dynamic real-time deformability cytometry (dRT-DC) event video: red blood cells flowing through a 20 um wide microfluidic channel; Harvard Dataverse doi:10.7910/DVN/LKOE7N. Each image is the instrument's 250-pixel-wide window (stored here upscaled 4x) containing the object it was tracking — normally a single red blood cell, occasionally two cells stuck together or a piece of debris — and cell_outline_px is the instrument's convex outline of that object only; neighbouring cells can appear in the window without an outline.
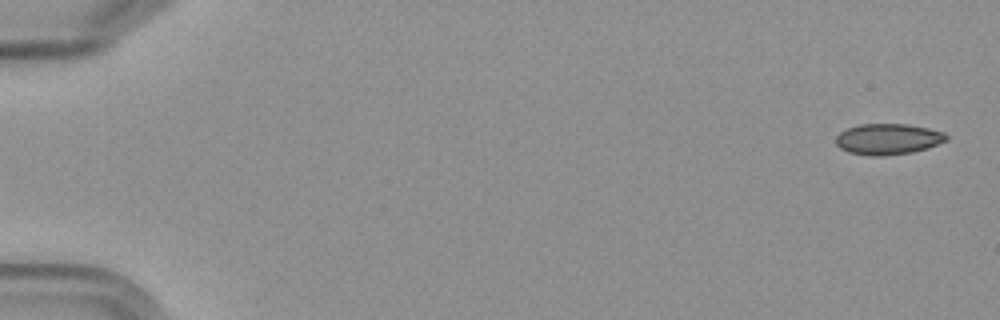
{"species": "Egyptian fruit bat (a non-hibernating species)", "species_latin": "Rousettus aegyptiacus", "temperature_condition": "cold", "stored_images_in_passage": 8, "camera_frame_rate_fps": 3000, "um_per_image_px": 0.085, "frame": {"image": 1, "passage_image": 1, "time_ms": 0.0, "image_size_px": [1000, 320], "cell_outline_px": [[948, 140], [928, 148], [912, 152], [884, 156], [872, 156], [848, 152], [840, 148], [836, 144], [836, 136], [840, 132], [848, 128], [860, 124], [908, 124], [928, 128], [944, 132], [948, 136]], "centroid_in_image_um": [75.49, 11.82], "position_along_channel_um": 9.5, "area_um2": 20.0}}
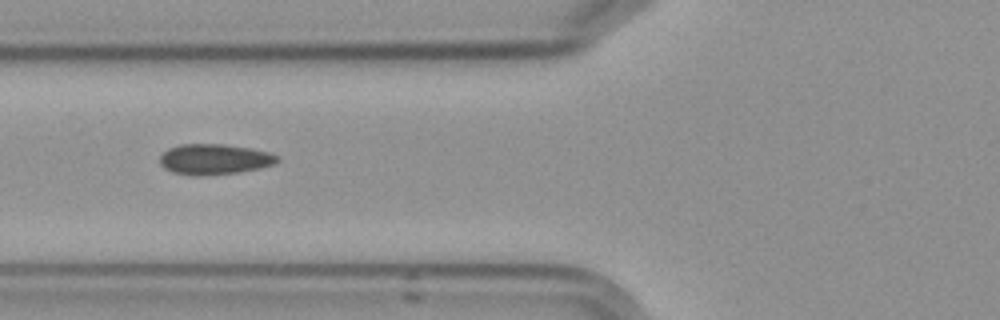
{"frame": {"image": 2, "passage_image": 7, "time_ms": 7.0, "image_size_px": [1000, 320], "cell_outline_px": [[280, 160], [276, 164], [260, 168], [240, 172], [200, 176], [192, 176], [172, 172], [164, 168], [160, 164], [160, 156], [168, 148], [180, 144], [224, 144], [252, 148], [268, 152], [276, 156]], "centroid_in_image_um": [18.22, 13.54], "position_along_channel_um": 107.6, "area_um2": 21.1}}
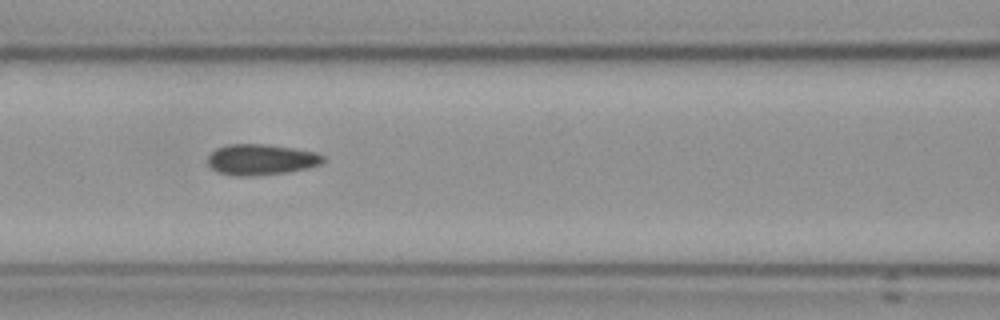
{"frame": {"image": 3, "passage_image": 8, "time_ms": 8.0, "image_size_px": [1000, 320], "cell_outline_px": [[328, 160], [320, 164], [308, 168], [288, 172], [256, 176], [232, 176], [220, 172], [212, 168], [208, 164], [208, 156], [216, 148], [228, 144], [268, 144], [296, 148], [316, 152], [324, 156]], "centroid_in_image_um": [22.23, 13.56], "position_along_channel_um": 144.4, "area_um2": 21.04}}